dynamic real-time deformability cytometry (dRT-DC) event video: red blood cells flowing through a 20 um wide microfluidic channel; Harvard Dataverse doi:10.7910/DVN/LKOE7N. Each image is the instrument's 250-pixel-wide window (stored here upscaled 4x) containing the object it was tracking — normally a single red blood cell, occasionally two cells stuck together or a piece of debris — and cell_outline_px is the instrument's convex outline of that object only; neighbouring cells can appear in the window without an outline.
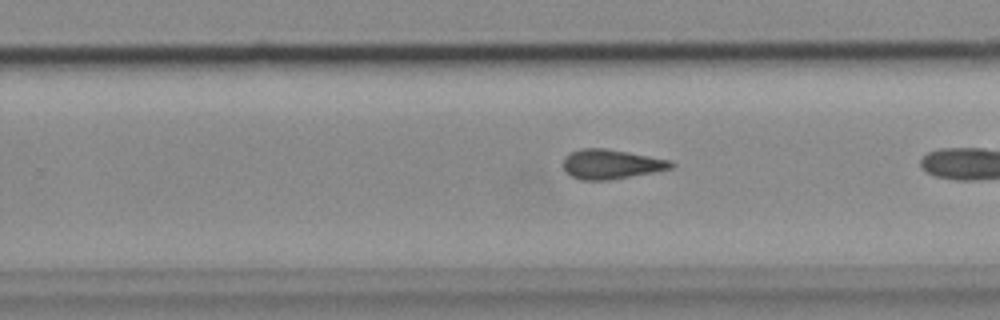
{"species": "common noctule bat (a hibernating species)", "species_latin": "Nyctalus noctula", "temperature_condition": "cold", "stored_images_in_passage": 30, "camera_frame_rate_fps": 3000, "um_per_image_px": 0.085, "animal": {"sex": "female", "body_mass_g": 18.4}, "frame": {"image": 1, "passage_image": 22, "time_ms": 7.0, "image_size_px": [1000, 320], "cell_outline_px": [[676, 164], [672, 168], [652, 172], [608, 180], [580, 180], [572, 176], [564, 168], [564, 156], [580, 148], [604, 148], [628, 152], [672, 160]], "centroid_in_image_um": [51.96, 13.94], "position_along_channel_um": 277.8, "area_um2": 18.44}}